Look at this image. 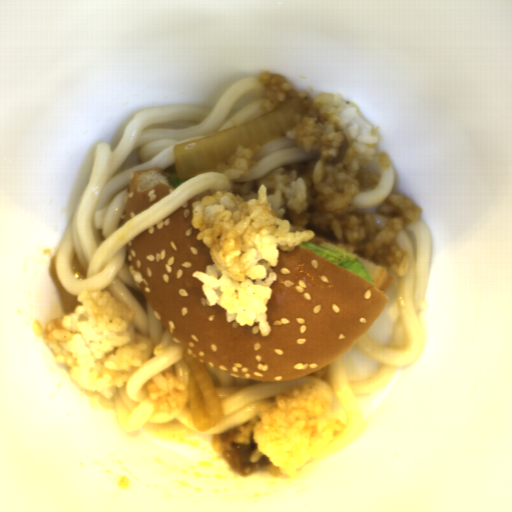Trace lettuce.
Instances as JSON below:
<instances>
[{
	"instance_id": "1",
	"label": "lettuce",
	"mask_w": 512,
	"mask_h": 512,
	"mask_svg": "<svg viewBox=\"0 0 512 512\" xmlns=\"http://www.w3.org/2000/svg\"><path fill=\"white\" fill-rule=\"evenodd\" d=\"M295 248L307 249L323 258L329 260L335 265L349 271L350 273L372 283L367 270L361 264L357 252H351L338 248H330L322 244L302 242Z\"/></svg>"
},
{
	"instance_id": "2",
	"label": "lettuce",
	"mask_w": 512,
	"mask_h": 512,
	"mask_svg": "<svg viewBox=\"0 0 512 512\" xmlns=\"http://www.w3.org/2000/svg\"><path fill=\"white\" fill-rule=\"evenodd\" d=\"M186 179H180L176 170L170 175V187H178L184 183Z\"/></svg>"
}]
</instances>
